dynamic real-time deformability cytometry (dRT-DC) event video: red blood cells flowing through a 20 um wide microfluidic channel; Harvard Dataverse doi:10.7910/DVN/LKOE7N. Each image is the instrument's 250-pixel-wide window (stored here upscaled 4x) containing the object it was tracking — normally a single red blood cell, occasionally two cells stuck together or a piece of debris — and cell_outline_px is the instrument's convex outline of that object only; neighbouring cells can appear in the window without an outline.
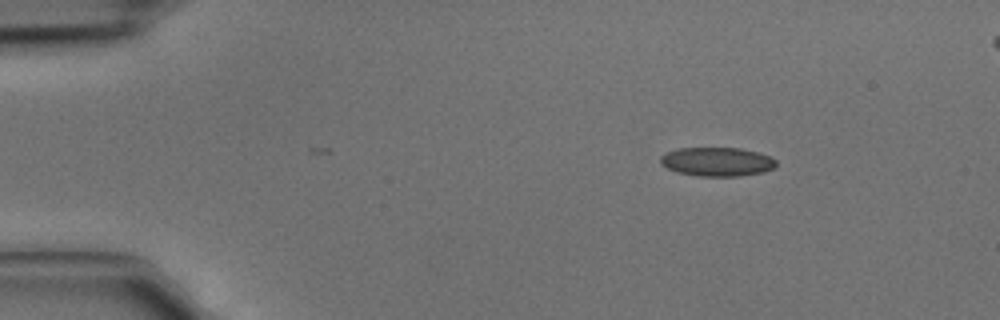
{"species": "common noctule bat (a hibernating species)", "species_latin": "Nyctalus noctula", "temperature_condition": "cold", "stored_images_in_passage": 3, "camera_frame_rate_fps": 3000, "um_per_image_px": 0.085, "animal": {"sex": "male", "body_mass_g": 15.6}, "frame": {"image": 1, "passage_image": 1, "time_ms": 0.0, "image_size_px": [1000, 320], "cell_outline_px": [[776, 164], [772, 168], [764, 172], [740, 176], [696, 176], [676, 172], [660, 164], [660, 156], [676, 148], [740, 148], [756, 152], [768, 156], [776, 160]], "centroid_in_image_um": [60.91, 13.75], "position_along_channel_um": 24.1, "area_um2": 19.48}}